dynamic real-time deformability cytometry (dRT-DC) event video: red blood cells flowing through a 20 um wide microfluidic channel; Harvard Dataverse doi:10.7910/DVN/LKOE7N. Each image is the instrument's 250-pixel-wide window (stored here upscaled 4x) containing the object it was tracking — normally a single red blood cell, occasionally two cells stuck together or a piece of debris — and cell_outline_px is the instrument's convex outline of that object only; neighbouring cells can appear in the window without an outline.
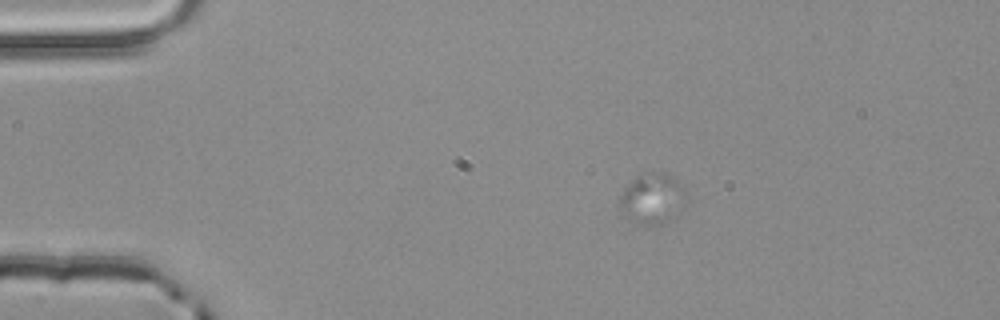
{"species": "common noctule bat (a hibernating species)", "species_latin": "Nyctalus noctula", "temperature_condition": "room temperature", "stored_images_in_passage": 5, "camera_frame_rate_fps": 3000, "um_per_image_px": 0.085, "animal": {"sex": "male", "body_mass_g": 20.4}, "frame": {"image": 1, "passage_image": 3, "time_ms": 0.667, "image_size_px": [1000, 320], "cell_outline_px": [[688, 196], [684, 208], [672, 220], [664, 224], [652, 228], [644, 228], [628, 220], [616, 204], [624, 188], [632, 180], [644, 172], [664, 172], [672, 176], [684, 184], [688, 192]], "centroid_in_image_um": [55.49, 16.94], "position_along_channel_um": 29.5, "area_um2": 21.1}}
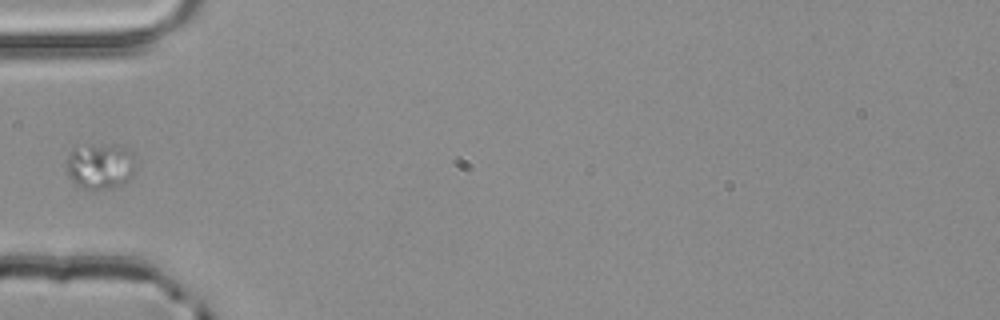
{"frame": {"image": 2, "passage_image": 5, "time_ms": 1.333, "image_size_px": [1000, 320], "cell_outline_px": [[136, 168], [128, 180], [112, 188], [76, 188], [68, 176], [68, 156], [72, 148], [108, 144], [112, 144], [124, 148], [128, 152], [136, 164]], "centroid_in_image_um": [8.49, 14.14], "position_along_channel_um": 76.5, "area_um2": 18.09}}